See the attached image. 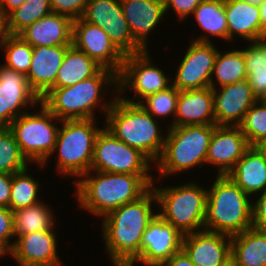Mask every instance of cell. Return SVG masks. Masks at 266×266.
Instances as JSON below:
<instances>
[{
    "instance_id": "obj_1",
    "label": "cell",
    "mask_w": 266,
    "mask_h": 266,
    "mask_svg": "<svg viewBox=\"0 0 266 266\" xmlns=\"http://www.w3.org/2000/svg\"><path fill=\"white\" fill-rule=\"evenodd\" d=\"M156 205V195L151 186L137 200L102 217L101 237L104 249L109 255L107 257L113 266H122L126 261L140 256L142 236L148 224L157 215Z\"/></svg>"
},
{
    "instance_id": "obj_2",
    "label": "cell",
    "mask_w": 266,
    "mask_h": 266,
    "mask_svg": "<svg viewBox=\"0 0 266 266\" xmlns=\"http://www.w3.org/2000/svg\"><path fill=\"white\" fill-rule=\"evenodd\" d=\"M153 174H120L90 170L75 185L82 210L99 219L141 197L153 184Z\"/></svg>"
},
{
    "instance_id": "obj_3",
    "label": "cell",
    "mask_w": 266,
    "mask_h": 266,
    "mask_svg": "<svg viewBox=\"0 0 266 266\" xmlns=\"http://www.w3.org/2000/svg\"><path fill=\"white\" fill-rule=\"evenodd\" d=\"M117 88V74L101 68L94 76L74 85L52 88L40 102L59 120L97 119L95 110L100 107L106 117L117 97ZM106 89H111L110 93L115 91L111 101L104 98L109 93Z\"/></svg>"
},
{
    "instance_id": "obj_4",
    "label": "cell",
    "mask_w": 266,
    "mask_h": 266,
    "mask_svg": "<svg viewBox=\"0 0 266 266\" xmlns=\"http://www.w3.org/2000/svg\"><path fill=\"white\" fill-rule=\"evenodd\" d=\"M162 123L140 104L126 102L118 96L104 120L105 127L117 139L140 150L154 164L161 157L166 141Z\"/></svg>"
},
{
    "instance_id": "obj_5",
    "label": "cell",
    "mask_w": 266,
    "mask_h": 266,
    "mask_svg": "<svg viewBox=\"0 0 266 266\" xmlns=\"http://www.w3.org/2000/svg\"><path fill=\"white\" fill-rule=\"evenodd\" d=\"M252 201L228 175L214 176L207 189L204 230L233 236L252 228Z\"/></svg>"
},
{
    "instance_id": "obj_6",
    "label": "cell",
    "mask_w": 266,
    "mask_h": 266,
    "mask_svg": "<svg viewBox=\"0 0 266 266\" xmlns=\"http://www.w3.org/2000/svg\"><path fill=\"white\" fill-rule=\"evenodd\" d=\"M217 125H187L166 127L163 153L155 163L158 181L195 167L205 168L208 147ZM168 128V129H167Z\"/></svg>"
},
{
    "instance_id": "obj_7",
    "label": "cell",
    "mask_w": 266,
    "mask_h": 266,
    "mask_svg": "<svg viewBox=\"0 0 266 266\" xmlns=\"http://www.w3.org/2000/svg\"><path fill=\"white\" fill-rule=\"evenodd\" d=\"M96 120H61L54 151L44 164H38V168L47 166L55 154V171L58 175L74 177L75 183L88 173L93 160L95 139L101 130Z\"/></svg>"
},
{
    "instance_id": "obj_8",
    "label": "cell",
    "mask_w": 266,
    "mask_h": 266,
    "mask_svg": "<svg viewBox=\"0 0 266 266\" xmlns=\"http://www.w3.org/2000/svg\"><path fill=\"white\" fill-rule=\"evenodd\" d=\"M151 185L156 195L157 214L172 224L183 235L204 230L206 215L207 186L197 181L162 187ZM160 210V211H159Z\"/></svg>"
},
{
    "instance_id": "obj_9",
    "label": "cell",
    "mask_w": 266,
    "mask_h": 266,
    "mask_svg": "<svg viewBox=\"0 0 266 266\" xmlns=\"http://www.w3.org/2000/svg\"><path fill=\"white\" fill-rule=\"evenodd\" d=\"M40 105V107H39ZM38 111L32 109L13 120L9 126L22 155L29 164H44L54 151L59 120L41 102Z\"/></svg>"
},
{
    "instance_id": "obj_10",
    "label": "cell",
    "mask_w": 266,
    "mask_h": 266,
    "mask_svg": "<svg viewBox=\"0 0 266 266\" xmlns=\"http://www.w3.org/2000/svg\"><path fill=\"white\" fill-rule=\"evenodd\" d=\"M149 52L142 51L125 56L121 71L117 75V96L122 100L139 104L147 96L163 91L172 85V76L166 74L160 66L154 63ZM125 90L133 91L132 99L129 98L130 96L128 98L123 96Z\"/></svg>"
},
{
    "instance_id": "obj_11",
    "label": "cell",
    "mask_w": 266,
    "mask_h": 266,
    "mask_svg": "<svg viewBox=\"0 0 266 266\" xmlns=\"http://www.w3.org/2000/svg\"><path fill=\"white\" fill-rule=\"evenodd\" d=\"M103 127V128H102ZM94 143L91 169L120 174H152L154 163L140 150L117 139L103 124Z\"/></svg>"
},
{
    "instance_id": "obj_12",
    "label": "cell",
    "mask_w": 266,
    "mask_h": 266,
    "mask_svg": "<svg viewBox=\"0 0 266 266\" xmlns=\"http://www.w3.org/2000/svg\"><path fill=\"white\" fill-rule=\"evenodd\" d=\"M213 42H198L191 40L183 54L172 85L179 91L204 89L210 87V80L214 68L218 48Z\"/></svg>"
},
{
    "instance_id": "obj_13",
    "label": "cell",
    "mask_w": 266,
    "mask_h": 266,
    "mask_svg": "<svg viewBox=\"0 0 266 266\" xmlns=\"http://www.w3.org/2000/svg\"><path fill=\"white\" fill-rule=\"evenodd\" d=\"M81 18L102 28L125 56L143 51L131 35L120 0H88Z\"/></svg>"
},
{
    "instance_id": "obj_14",
    "label": "cell",
    "mask_w": 266,
    "mask_h": 266,
    "mask_svg": "<svg viewBox=\"0 0 266 266\" xmlns=\"http://www.w3.org/2000/svg\"><path fill=\"white\" fill-rule=\"evenodd\" d=\"M72 45L87 54L102 68L109 69L117 75L121 71L125 55L99 26L88 23L82 18L73 20Z\"/></svg>"
},
{
    "instance_id": "obj_15",
    "label": "cell",
    "mask_w": 266,
    "mask_h": 266,
    "mask_svg": "<svg viewBox=\"0 0 266 266\" xmlns=\"http://www.w3.org/2000/svg\"><path fill=\"white\" fill-rule=\"evenodd\" d=\"M39 103L40 98L31 90L26 75L1 64L0 127H9L27 109L37 110Z\"/></svg>"
},
{
    "instance_id": "obj_16",
    "label": "cell",
    "mask_w": 266,
    "mask_h": 266,
    "mask_svg": "<svg viewBox=\"0 0 266 266\" xmlns=\"http://www.w3.org/2000/svg\"><path fill=\"white\" fill-rule=\"evenodd\" d=\"M14 241L9 255L18 266H64L57 252L58 240L54 230L15 236Z\"/></svg>"
},
{
    "instance_id": "obj_17",
    "label": "cell",
    "mask_w": 266,
    "mask_h": 266,
    "mask_svg": "<svg viewBox=\"0 0 266 266\" xmlns=\"http://www.w3.org/2000/svg\"><path fill=\"white\" fill-rule=\"evenodd\" d=\"M250 147L239 126L217 125L208 147L207 167L214 165L217 176L228 175Z\"/></svg>"
},
{
    "instance_id": "obj_18",
    "label": "cell",
    "mask_w": 266,
    "mask_h": 266,
    "mask_svg": "<svg viewBox=\"0 0 266 266\" xmlns=\"http://www.w3.org/2000/svg\"><path fill=\"white\" fill-rule=\"evenodd\" d=\"M213 98L218 126H239L245 113L258 101L247 79L213 89Z\"/></svg>"
},
{
    "instance_id": "obj_19",
    "label": "cell",
    "mask_w": 266,
    "mask_h": 266,
    "mask_svg": "<svg viewBox=\"0 0 266 266\" xmlns=\"http://www.w3.org/2000/svg\"><path fill=\"white\" fill-rule=\"evenodd\" d=\"M182 250L195 266H222L231 258V236L208 230L188 233Z\"/></svg>"
},
{
    "instance_id": "obj_20",
    "label": "cell",
    "mask_w": 266,
    "mask_h": 266,
    "mask_svg": "<svg viewBox=\"0 0 266 266\" xmlns=\"http://www.w3.org/2000/svg\"><path fill=\"white\" fill-rule=\"evenodd\" d=\"M122 10L135 43L149 51V37L165 20L164 0H120Z\"/></svg>"
},
{
    "instance_id": "obj_21",
    "label": "cell",
    "mask_w": 266,
    "mask_h": 266,
    "mask_svg": "<svg viewBox=\"0 0 266 266\" xmlns=\"http://www.w3.org/2000/svg\"><path fill=\"white\" fill-rule=\"evenodd\" d=\"M183 236L178 229L157 214L143 233L138 259L168 261L182 250Z\"/></svg>"
},
{
    "instance_id": "obj_22",
    "label": "cell",
    "mask_w": 266,
    "mask_h": 266,
    "mask_svg": "<svg viewBox=\"0 0 266 266\" xmlns=\"http://www.w3.org/2000/svg\"><path fill=\"white\" fill-rule=\"evenodd\" d=\"M70 46L33 47L31 66L26 78L31 90L40 99L55 88L58 70Z\"/></svg>"
},
{
    "instance_id": "obj_23",
    "label": "cell",
    "mask_w": 266,
    "mask_h": 266,
    "mask_svg": "<svg viewBox=\"0 0 266 266\" xmlns=\"http://www.w3.org/2000/svg\"><path fill=\"white\" fill-rule=\"evenodd\" d=\"M73 20L51 12L27 26L18 35L32 47L72 45Z\"/></svg>"
},
{
    "instance_id": "obj_24",
    "label": "cell",
    "mask_w": 266,
    "mask_h": 266,
    "mask_svg": "<svg viewBox=\"0 0 266 266\" xmlns=\"http://www.w3.org/2000/svg\"><path fill=\"white\" fill-rule=\"evenodd\" d=\"M216 124L213 89L179 91L174 126Z\"/></svg>"
},
{
    "instance_id": "obj_25",
    "label": "cell",
    "mask_w": 266,
    "mask_h": 266,
    "mask_svg": "<svg viewBox=\"0 0 266 266\" xmlns=\"http://www.w3.org/2000/svg\"><path fill=\"white\" fill-rule=\"evenodd\" d=\"M224 11L228 25V42L234 44L235 38L247 42L261 39L259 5L245 0H224Z\"/></svg>"
},
{
    "instance_id": "obj_26",
    "label": "cell",
    "mask_w": 266,
    "mask_h": 266,
    "mask_svg": "<svg viewBox=\"0 0 266 266\" xmlns=\"http://www.w3.org/2000/svg\"><path fill=\"white\" fill-rule=\"evenodd\" d=\"M230 179L250 197L266 191V160L251 146L228 174Z\"/></svg>"
},
{
    "instance_id": "obj_27",
    "label": "cell",
    "mask_w": 266,
    "mask_h": 266,
    "mask_svg": "<svg viewBox=\"0 0 266 266\" xmlns=\"http://www.w3.org/2000/svg\"><path fill=\"white\" fill-rule=\"evenodd\" d=\"M202 29L200 36L191 40L214 42L212 37L228 42V25L224 11V0H203L191 15ZM206 33V34H205ZM211 37V38H210Z\"/></svg>"
},
{
    "instance_id": "obj_28",
    "label": "cell",
    "mask_w": 266,
    "mask_h": 266,
    "mask_svg": "<svg viewBox=\"0 0 266 266\" xmlns=\"http://www.w3.org/2000/svg\"><path fill=\"white\" fill-rule=\"evenodd\" d=\"M231 258L238 266L266 264V232L254 228L231 236Z\"/></svg>"
},
{
    "instance_id": "obj_29",
    "label": "cell",
    "mask_w": 266,
    "mask_h": 266,
    "mask_svg": "<svg viewBox=\"0 0 266 266\" xmlns=\"http://www.w3.org/2000/svg\"><path fill=\"white\" fill-rule=\"evenodd\" d=\"M102 67L87 54L71 45L65 54L55 80V87H68L94 76Z\"/></svg>"
},
{
    "instance_id": "obj_30",
    "label": "cell",
    "mask_w": 266,
    "mask_h": 266,
    "mask_svg": "<svg viewBox=\"0 0 266 266\" xmlns=\"http://www.w3.org/2000/svg\"><path fill=\"white\" fill-rule=\"evenodd\" d=\"M49 204L39 203L18 208L13 211V230L15 236L26 235L32 232L56 230V218ZM52 209V210H51ZM53 212V213H52Z\"/></svg>"
},
{
    "instance_id": "obj_31",
    "label": "cell",
    "mask_w": 266,
    "mask_h": 266,
    "mask_svg": "<svg viewBox=\"0 0 266 266\" xmlns=\"http://www.w3.org/2000/svg\"><path fill=\"white\" fill-rule=\"evenodd\" d=\"M247 79L246 61L243 49L218 50L210 87L212 89L241 82Z\"/></svg>"
},
{
    "instance_id": "obj_32",
    "label": "cell",
    "mask_w": 266,
    "mask_h": 266,
    "mask_svg": "<svg viewBox=\"0 0 266 266\" xmlns=\"http://www.w3.org/2000/svg\"><path fill=\"white\" fill-rule=\"evenodd\" d=\"M244 47L247 81L255 97L261 100L266 93V36Z\"/></svg>"
},
{
    "instance_id": "obj_33",
    "label": "cell",
    "mask_w": 266,
    "mask_h": 266,
    "mask_svg": "<svg viewBox=\"0 0 266 266\" xmlns=\"http://www.w3.org/2000/svg\"><path fill=\"white\" fill-rule=\"evenodd\" d=\"M29 169L27 167L25 170L12 174L9 201V209L11 211L32 206L42 201L39 195L41 183L28 173L30 172Z\"/></svg>"
},
{
    "instance_id": "obj_34",
    "label": "cell",
    "mask_w": 266,
    "mask_h": 266,
    "mask_svg": "<svg viewBox=\"0 0 266 266\" xmlns=\"http://www.w3.org/2000/svg\"><path fill=\"white\" fill-rule=\"evenodd\" d=\"M52 12L50 0H26L7 17L9 35H18L27 26Z\"/></svg>"
},
{
    "instance_id": "obj_35",
    "label": "cell",
    "mask_w": 266,
    "mask_h": 266,
    "mask_svg": "<svg viewBox=\"0 0 266 266\" xmlns=\"http://www.w3.org/2000/svg\"><path fill=\"white\" fill-rule=\"evenodd\" d=\"M9 127H0V172L14 174L29 167Z\"/></svg>"
},
{
    "instance_id": "obj_36",
    "label": "cell",
    "mask_w": 266,
    "mask_h": 266,
    "mask_svg": "<svg viewBox=\"0 0 266 266\" xmlns=\"http://www.w3.org/2000/svg\"><path fill=\"white\" fill-rule=\"evenodd\" d=\"M0 49L3 50L5 57L3 65L27 75L33 53V47L29 43L19 35H8Z\"/></svg>"
},
{
    "instance_id": "obj_37",
    "label": "cell",
    "mask_w": 266,
    "mask_h": 266,
    "mask_svg": "<svg viewBox=\"0 0 266 266\" xmlns=\"http://www.w3.org/2000/svg\"><path fill=\"white\" fill-rule=\"evenodd\" d=\"M178 96L179 90L171 85L163 91L147 96L139 104L157 120L163 121L172 116V121L167 127H174Z\"/></svg>"
},
{
    "instance_id": "obj_38",
    "label": "cell",
    "mask_w": 266,
    "mask_h": 266,
    "mask_svg": "<svg viewBox=\"0 0 266 266\" xmlns=\"http://www.w3.org/2000/svg\"><path fill=\"white\" fill-rule=\"evenodd\" d=\"M250 146L266 137V103L258 100L245 113L239 125Z\"/></svg>"
},
{
    "instance_id": "obj_39",
    "label": "cell",
    "mask_w": 266,
    "mask_h": 266,
    "mask_svg": "<svg viewBox=\"0 0 266 266\" xmlns=\"http://www.w3.org/2000/svg\"><path fill=\"white\" fill-rule=\"evenodd\" d=\"M13 230V211L0 206V248L8 255L13 248L15 238Z\"/></svg>"
},
{
    "instance_id": "obj_40",
    "label": "cell",
    "mask_w": 266,
    "mask_h": 266,
    "mask_svg": "<svg viewBox=\"0 0 266 266\" xmlns=\"http://www.w3.org/2000/svg\"><path fill=\"white\" fill-rule=\"evenodd\" d=\"M88 0H50L52 12L76 20L82 17Z\"/></svg>"
},
{
    "instance_id": "obj_41",
    "label": "cell",
    "mask_w": 266,
    "mask_h": 266,
    "mask_svg": "<svg viewBox=\"0 0 266 266\" xmlns=\"http://www.w3.org/2000/svg\"><path fill=\"white\" fill-rule=\"evenodd\" d=\"M202 1L203 0H164L165 14L167 15L170 11H172L178 17V22H183L184 19L186 20L187 18L189 20L195 8Z\"/></svg>"
},
{
    "instance_id": "obj_42",
    "label": "cell",
    "mask_w": 266,
    "mask_h": 266,
    "mask_svg": "<svg viewBox=\"0 0 266 266\" xmlns=\"http://www.w3.org/2000/svg\"><path fill=\"white\" fill-rule=\"evenodd\" d=\"M254 198L256 199L252 201V228L266 232V191Z\"/></svg>"
},
{
    "instance_id": "obj_43",
    "label": "cell",
    "mask_w": 266,
    "mask_h": 266,
    "mask_svg": "<svg viewBox=\"0 0 266 266\" xmlns=\"http://www.w3.org/2000/svg\"><path fill=\"white\" fill-rule=\"evenodd\" d=\"M12 174L0 172V206L9 208Z\"/></svg>"
},
{
    "instance_id": "obj_44",
    "label": "cell",
    "mask_w": 266,
    "mask_h": 266,
    "mask_svg": "<svg viewBox=\"0 0 266 266\" xmlns=\"http://www.w3.org/2000/svg\"><path fill=\"white\" fill-rule=\"evenodd\" d=\"M167 266H195L183 250L174 254L168 261Z\"/></svg>"
},
{
    "instance_id": "obj_45",
    "label": "cell",
    "mask_w": 266,
    "mask_h": 266,
    "mask_svg": "<svg viewBox=\"0 0 266 266\" xmlns=\"http://www.w3.org/2000/svg\"><path fill=\"white\" fill-rule=\"evenodd\" d=\"M26 0H0V11L7 17L13 10L20 7Z\"/></svg>"
},
{
    "instance_id": "obj_46",
    "label": "cell",
    "mask_w": 266,
    "mask_h": 266,
    "mask_svg": "<svg viewBox=\"0 0 266 266\" xmlns=\"http://www.w3.org/2000/svg\"><path fill=\"white\" fill-rule=\"evenodd\" d=\"M135 263L144 264L143 266H167L166 262L145 261L142 259L134 258L126 261L122 266H134Z\"/></svg>"
},
{
    "instance_id": "obj_47",
    "label": "cell",
    "mask_w": 266,
    "mask_h": 266,
    "mask_svg": "<svg viewBox=\"0 0 266 266\" xmlns=\"http://www.w3.org/2000/svg\"><path fill=\"white\" fill-rule=\"evenodd\" d=\"M260 8V23H261V38L266 36V0L259 4Z\"/></svg>"
},
{
    "instance_id": "obj_48",
    "label": "cell",
    "mask_w": 266,
    "mask_h": 266,
    "mask_svg": "<svg viewBox=\"0 0 266 266\" xmlns=\"http://www.w3.org/2000/svg\"><path fill=\"white\" fill-rule=\"evenodd\" d=\"M8 35L6 16L0 11V47Z\"/></svg>"
},
{
    "instance_id": "obj_49",
    "label": "cell",
    "mask_w": 266,
    "mask_h": 266,
    "mask_svg": "<svg viewBox=\"0 0 266 266\" xmlns=\"http://www.w3.org/2000/svg\"><path fill=\"white\" fill-rule=\"evenodd\" d=\"M254 147L259 151V153L266 160V137L257 142Z\"/></svg>"
},
{
    "instance_id": "obj_50",
    "label": "cell",
    "mask_w": 266,
    "mask_h": 266,
    "mask_svg": "<svg viewBox=\"0 0 266 266\" xmlns=\"http://www.w3.org/2000/svg\"><path fill=\"white\" fill-rule=\"evenodd\" d=\"M222 266H238L237 263L230 258L225 264H223Z\"/></svg>"
},
{
    "instance_id": "obj_51",
    "label": "cell",
    "mask_w": 266,
    "mask_h": 266,
    "mask_svg": "<svg viewBox=\"0 0 266 266\" xmlns=\"http://www.w3.org/2000/svg\"><path fill=\"white\" fill-rule=\"evenodd\" d=\"M251 4L259 5L263 0H245Z\"/></svg>"
},
{
    "instance_id": "obj_52",
    "label": "cell",
    "mask_w": 266,
    "mask_h": 266,
    "mask_svg": "<svg viewBox=\"0 0 266 266\" xmlns=\"http://www.w3.org/2000/svg\"><path fill=\"white\" fill-rule=\"evenodd\" d=\"M6 253L0 248V258L2 259L3 256L6 257Z\"/></svg>"
},
{
    "instance_id": "obj_53",
    "label": "cell",
    "mask_w": 266,
    "mask_h": 266,
    "mask_svg": "<svg viewBox=\"0 0 266 266\" xmlns=\"http://www.w3.org/2000/svg\"><path fill=\"white\" fill-rule=\"evenodd\" d=\"M261 101L266 103V93H265L264 97L261 99Z\"/></svg>"
}]
</instances>
